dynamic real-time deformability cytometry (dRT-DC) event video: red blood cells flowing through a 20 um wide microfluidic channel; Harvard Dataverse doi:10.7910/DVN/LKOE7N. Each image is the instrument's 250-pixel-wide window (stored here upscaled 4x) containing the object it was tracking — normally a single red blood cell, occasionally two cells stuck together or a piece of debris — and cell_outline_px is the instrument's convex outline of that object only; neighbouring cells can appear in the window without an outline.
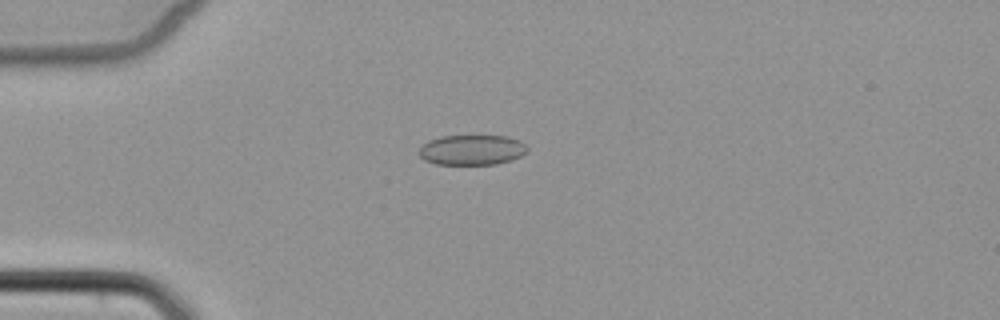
{"species": "common noctule bat (a hibernating species)", "species_latin": "Nyctalus noctula", "temperature_condition": "cold", "stored_images_in_passage": 3, "camera_frame_rate_fps": 3000, "um_per_image_px": 0.085, "animal": {"sex": "female", "body_mass_g": 22.7, "forearm_length_mm": 54.2}, "frame": {"image": 1, "passage_image": 3, "time_ms": 3.333, "image_size_px": [1000, 320], "cell_outline_px": [[528, 152], [512, 160], [496, 164], [436, 164], [424, 160], [416, 152], [428, 140], [440, 136], [508, 136], [520, 140], [528, 148]], "centroid_in_image_um": [40.11, 12.74], "position_along_channel_um": 44.9, "area_um2": 19.19}}